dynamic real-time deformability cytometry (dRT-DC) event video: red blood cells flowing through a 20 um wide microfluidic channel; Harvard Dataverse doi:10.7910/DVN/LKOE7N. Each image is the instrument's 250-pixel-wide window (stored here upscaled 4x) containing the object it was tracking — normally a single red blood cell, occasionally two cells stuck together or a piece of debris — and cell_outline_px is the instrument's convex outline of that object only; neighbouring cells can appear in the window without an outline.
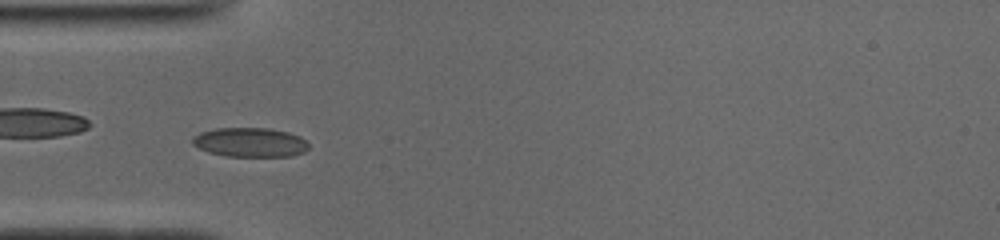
{"species": "common noctule bat (a hibernating species)", "species_latin": "Nyctalus noctula", "temperature_condition": "cold", "stored_images_in_passage": 44, "camera_frame_rate_fps": 3000, "um_per_image_px": 0.085, "animal": {"sex": "male", "body_mass_g": 19.0, "forearm_length_mm": 50.8}, "frame": {"image": 1, "passage_image": 8, "time_ms": 2.333, "image_size_px": [1000, 240], "cell_outline_px": [[308, 148], [304, 152], [292, 156], [224, 156], [208, 152], [192, 144], [192, 136], [200, 132], [216, 128], [268, 128], [288, 132], [300, 136], [308, 144]], "centroid_in_image_um": [21.24, 12.09], "position_along_channel_um": 63.8, "area_um2": 19.88}}
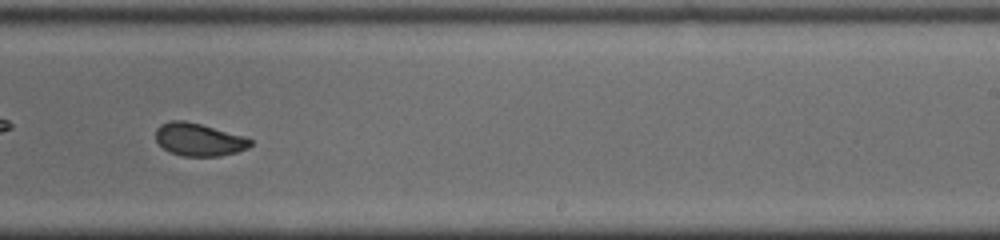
{"frame": {"image": 2, "passage_image": 24, "time_ms": 7.667, "image_size_px": [1000, 240], "cell_outline_px": [[252, 144], [248, 148], [236, 152], [220, 156], [184, 156], [168, 152], [156, 140], [156, 128], [160, 124], [172, 120], [184, 120], [200, 124], [244, 136], [252, 140]], "centroid_in_image_um": [16.89, 11.86], "position_along_channel_um": 272.1, "area_um2": 18.03}}
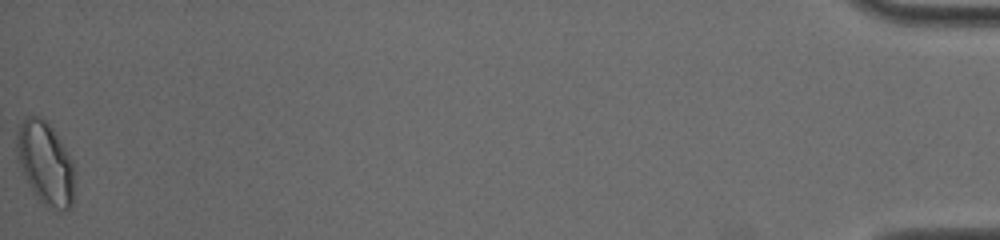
{"frame": {"image": 3, "passage_image": 44, "time_ms": 14.333, "image_size_px": [1000, 240], "cell_outline_px": [[72, 204], [64, 212], [48, 208], [32, 192], [24, 176], [16, 152], [16, 136], [20, 124], [28, 116], [40, 116], [52, 128], [60, 140], [72, 160]], "centroid_in_image_um": [3.83, 13.88], "position_along_channel_um": 431.4, "area_um2": 27.46}, "authors_computed_cell_mechanics": {"area_um2": 19.1607, "velocity_mm_per_s": 3.9212, "shape_relaxation_time_tau1_ms": 6.8948, "shape_relaxation_time_tau2_ms": 1.0742, "deformation_change_tau1": 0.1245, "deformation_change_tau2": 0.0523}}